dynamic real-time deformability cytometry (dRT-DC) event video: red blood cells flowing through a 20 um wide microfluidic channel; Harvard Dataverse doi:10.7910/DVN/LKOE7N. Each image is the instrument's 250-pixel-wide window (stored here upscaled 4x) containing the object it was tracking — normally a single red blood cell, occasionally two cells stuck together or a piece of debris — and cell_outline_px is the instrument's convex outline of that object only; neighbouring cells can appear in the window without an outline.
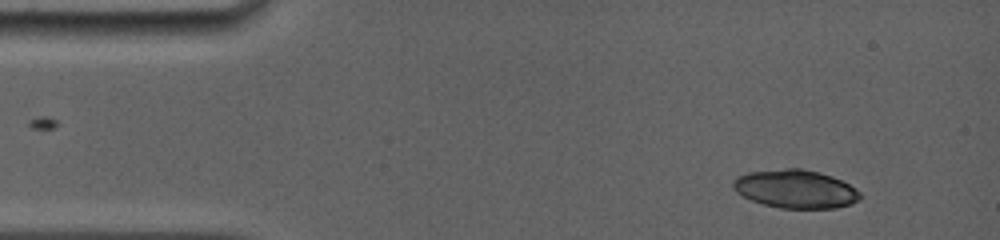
{"species": "common noctule bat (a hibernating species)", "species_latin": "Nyctalus noctula", "temperature_condition": "room temperature", "stored_images_in_passage": 8, "segment_of_instrument_passage": [2, 2], "camera_frame_rate_fps": 5000, "um_per_image_px": 0.085, "animal": {"sex": "female", "body_mass_g": 19.0, "forearm_length_mm": 56.7}, "frame": {"image": 1, "passage_image": 8, "time_ms": 2.6, "image_size_px": [1000, 240], "cell_outline_px": [[860, 200], [836, 208], [780, 208], [764, 204], [752, 200], [736, 192], [732, 188], [732, 180], [736, 176], [748, 172], [784, 168], [800, 168], [832, 176], [856, 188], [860, 192]], "centroid_in_image_um": [67.58, 16.06], "position_along_channel_um": 17.4, "area_um2": 28.32}}